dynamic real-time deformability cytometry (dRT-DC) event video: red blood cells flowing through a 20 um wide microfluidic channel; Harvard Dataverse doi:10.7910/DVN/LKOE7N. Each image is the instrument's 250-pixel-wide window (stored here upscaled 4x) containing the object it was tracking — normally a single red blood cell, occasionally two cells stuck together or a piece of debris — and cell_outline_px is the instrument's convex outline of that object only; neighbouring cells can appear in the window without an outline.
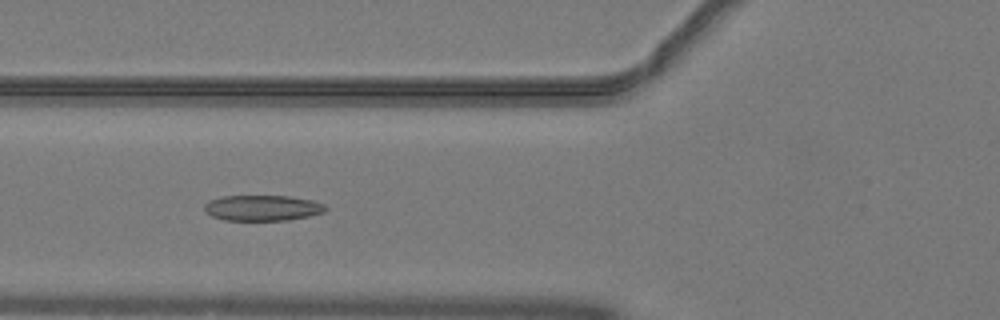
{"species": "common noctule bat (a hibernating species)", "species_latin": "Nyctalus noctula", "temperature_condition": "warm", "stored_images_in_passage": 36, "camera_frame_rate_fps": 3000, "um_per_image_px": 0.085, "animal": {"sex": "male", "body_mass_g": 19.2, "forearm_length_mm": 51.8}, "frame": {"image": 1, "passage_image": 5, "time_ms": 1.333, "image_size_px": [1000, 320], "cell_outline_px": [[328, 208], [324, 212], [308, 216], [288, 220], [224, 220], [212, 216], [204, 212], [204, 204], [208, 200], [220, 196], [288, 196], [312, 200], [324, 204]], "centroid_in_image_um": [22.27, 17.67], "position_along_channel_um": 103.5, "area_um2": 18.21}}
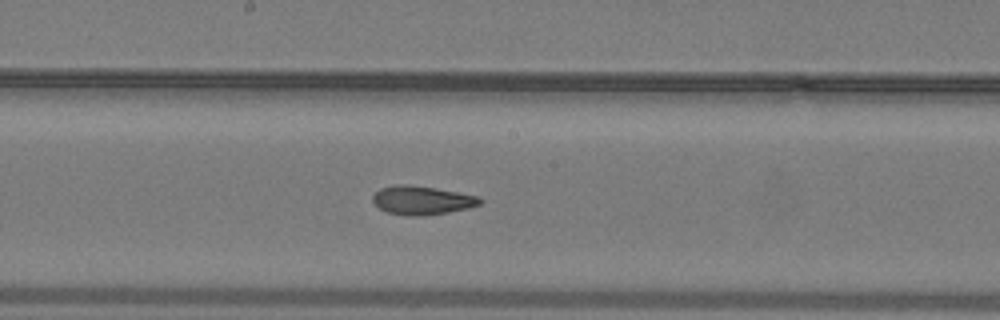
{"frame": {"image": 2, "passage_image": 13, "time_ms": 4.0, "image_size_px": [1000, 320], "cell_outline_px": [[484, 200], [480, 204], [468, 208], [448, 212], [420, 216], [408, 216], [388, 212], [380, 208], [372, 200], [372, 196], [380, 188], [400, 184], [408, 184], [436, 188], [476, 196]], "centroid_in_image_um": [35.85, 17.02], "position_along_channel_um": 212.3, "area_um2": 17.74}}
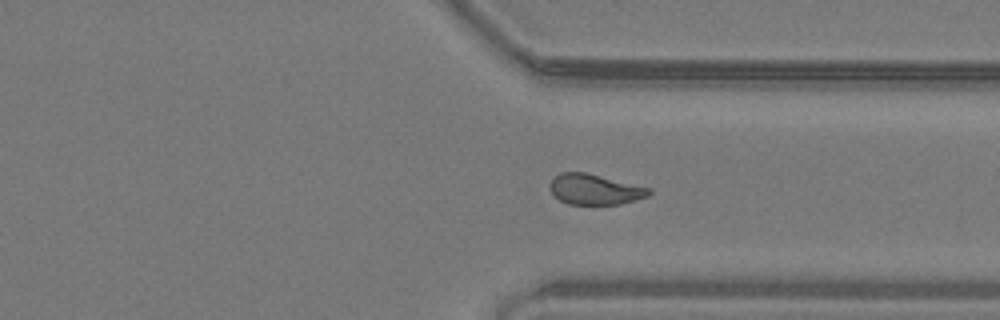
{"frame": {"image": 3, "passage_image": 24, "time_ms": 7.667, "image_size_px": [1000, 320], "cell_outline_px": [[652, 192], [648, 196], [620, 204], [568, 204], [552, 196], [548, 188], [548, 184], [560, 172], [584, 172], [652, 188]], "centroid_in_image_um": [50.52, 16.1], "position_along_channel_um": 360.9, "area_um2": 17.69}, "authors_computed_cell_mechanics": {"area_um2": 18.0047, "velocity_mm_per_s": 4.0611, "shape_relaxation_time_tau1_ms": null, "shape_relaxation_time_tau2_ms": 2.7557, "deformation_change_tau1": null, "deformation_change_tau2": 0.0899}}